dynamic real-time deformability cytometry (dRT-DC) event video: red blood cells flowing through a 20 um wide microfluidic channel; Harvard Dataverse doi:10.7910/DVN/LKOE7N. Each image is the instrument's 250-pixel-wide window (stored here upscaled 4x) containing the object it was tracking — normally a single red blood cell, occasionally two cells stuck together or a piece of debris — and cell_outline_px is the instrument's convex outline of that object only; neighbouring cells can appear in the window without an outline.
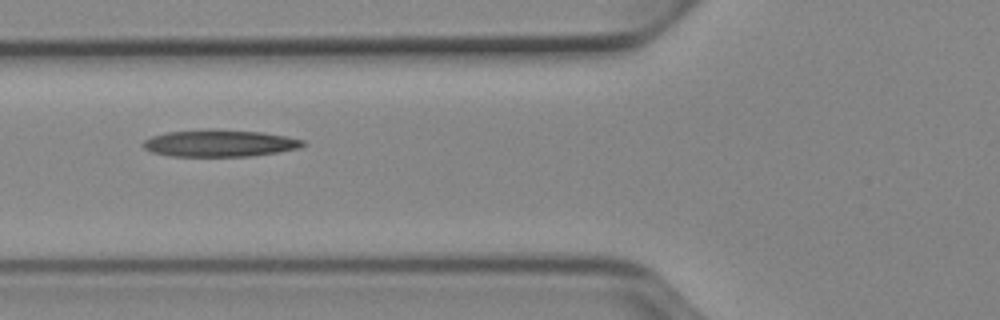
{"species": "Egyptian fruit bat (a non-hibernating species)", "species_latin": "Rousettus aegyptiacus", "temperature_condition": "cold", "stored_images_in_passage": 4, "camera_frame_rate_fps": 3000, "um_per_image_px": 0.085, "animal": {"sex": "female"}, "frame": {"image": 1, "passage_image": 2, "time_ms": 0.333, "image_size_px": [1000, 320], "cell_outline_px": [[308, 144], [300, 148], [252, 156], [168, 156], [152, 152], [144, 148], [140, 144], [144, 140], [152, 136], [168, 132], [208, 128], [212, 128], [264, 132], [288, 136], [304, 140]], "centroid_in_image_um": [18.69, 12.16], "position_along_channel_um": 107.1, "area_um2": 25.55}}